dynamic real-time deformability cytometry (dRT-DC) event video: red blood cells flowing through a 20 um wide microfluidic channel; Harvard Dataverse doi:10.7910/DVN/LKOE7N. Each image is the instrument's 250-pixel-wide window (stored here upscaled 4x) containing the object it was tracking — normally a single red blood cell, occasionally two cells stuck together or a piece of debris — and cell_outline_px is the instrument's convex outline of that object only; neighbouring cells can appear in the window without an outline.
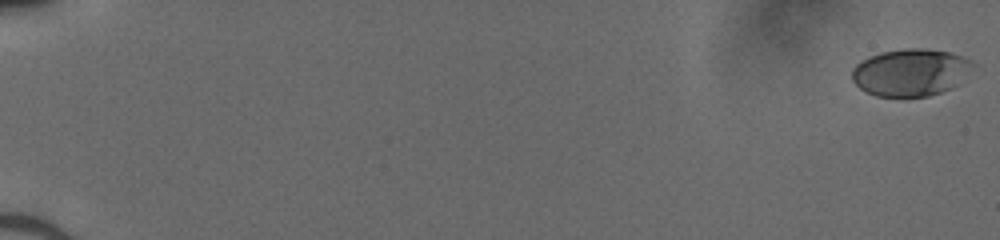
{"species": "human", "species_latin": "Homo sapiens", "temperature_condition": "cold", "stored_images_in_passage": 42, "camera_frame_rate_fps": 3000, "um_per_image_px": 0.085, "donor": {"sex": "male"}, "frame": {"image": 1, "passage_image": 1, "time_ms": 0.0, "image_size_px": [1000, 240], "cell_outline_px": [[976, 64], [952, 88], [928, 96], [876, 96], [860, 88], [852, 80], [852, 68], [860, 60], [880, 52], [904, 48], [920, 48], [948, 52], [964, 56]], "centroid_in_image_um": [77.38, 6.14], "position_along_channel_um": 7.6, "area_um2": 33.12}}
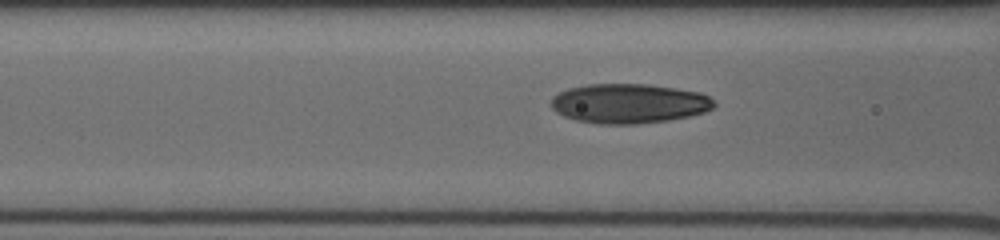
{"frame": {"image": 2, "passage_image": 24, "time_ms": 7.667, "image_size_px": [1000, 240], "cell_outline_px": [[716, 104], [712, 108], [704, 112], [688, 116], [668, 120], [636, 124], [596, 124], [576, 120], [564, 116], [556, 112], [548, 104], [552, 96], [568, 88], [588, 84], [648, 84], [676, 88], [700, 92], [708, 96]], "centroid_in_image_um": [53.41, 8.79], "position_along_channel_um": 113.2, "area_um2": 37.8}}
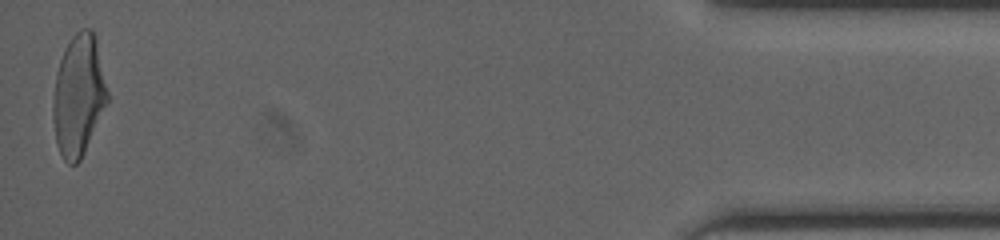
{"frame": {"image": 3, "passage_image": 42, "time_ms": 13.667, "image_size_px": [1000, 240], "cell_outline_px": [[108, 104], [80, 160], [76, 164], [68, 164], [64, 160], [60, 152], [56, 140], [52, 116], [52, 108], [56, 72], [60, 60], [72, 36], [80, 28], [92, 28], [96, 40], [108, 92]], "centroid_in_image_um": [6.68, 8.12], "position_along_channel_um": 428.5, "area_um2": 38.32}}